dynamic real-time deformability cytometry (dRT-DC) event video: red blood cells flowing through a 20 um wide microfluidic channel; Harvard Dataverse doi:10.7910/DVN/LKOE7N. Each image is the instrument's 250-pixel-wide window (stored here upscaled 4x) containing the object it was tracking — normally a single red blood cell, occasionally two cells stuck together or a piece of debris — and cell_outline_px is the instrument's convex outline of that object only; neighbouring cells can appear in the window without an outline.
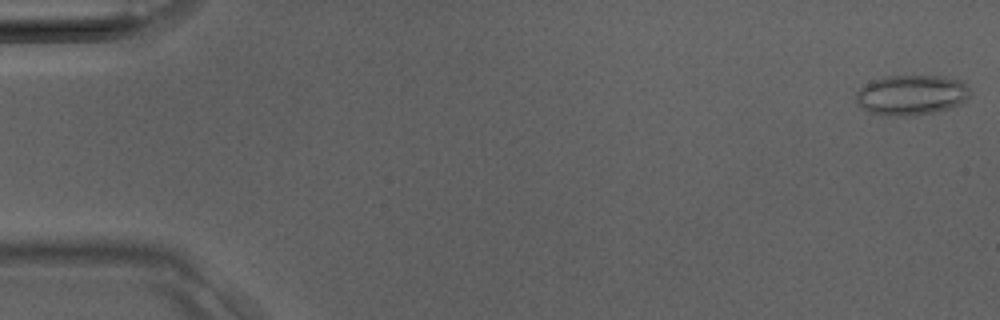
{"species": "Egyptian fruit bat (a non-hibernating species)", "species_latin": "Rousettus aegyptiacus", "temperature_condition": "room temperature", "stored_images_in_passage": 38, "camera_frame_rate_fps": 3000, "um_per_image_px": 0.085, "animal": {"sex": "male"}, "frame": {"image": 1, "passage_image": 1, "time_ms": 0.0, "image_size_px": [1000, 320], "cell_outline_px": [[972, 92], [960, 104], [948, 108], [932, 112], [912, 116], [888, 116], [868, 112], [856, 100], [856, 92], [864, 84], [872, 80], [884, 76], [944, 76], [960, 80]], "centroid_in_image_um": [77.45, 8.07], "position_along_channel_um": 7.6, "area_um2": 26.65}}
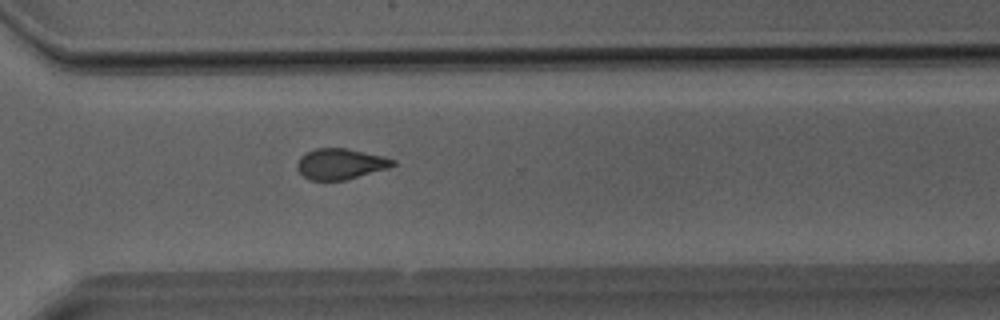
{"frame": {"image": 2, "passage_image": 28, "time_ms": 9.0, "image_size_px": [1000, 320], "cell_outline_px": [[396, 164], [388, 168], [344, 180], [312, 180], [304, 176], [300, 172], [296, 164], [300, 156], [316, 148], [344, 148], [384, 156], [396, 160]], "centroid_in_image_um": [28.95, 13.92], "position_along_channel_um": 341.7, "area_um2": 16.94}}
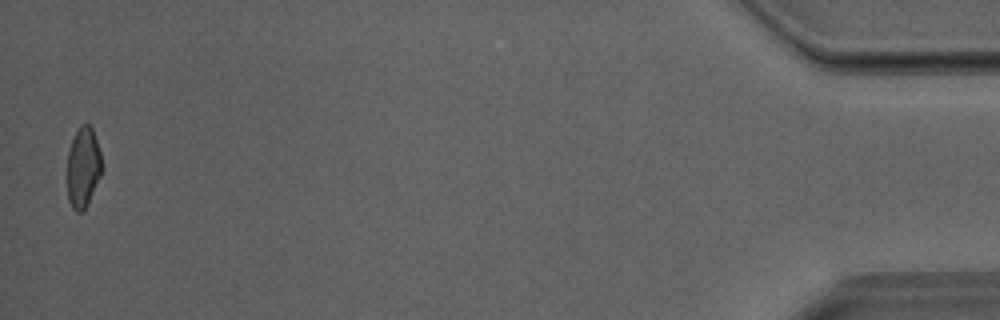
{"frame": {"image": 3, "passage_image": 38, "time_ms": 12.333, "image_size_px": [1000, 320], "cell_outline_px": [[104, 168], [84, 208], [80, 212], [76, 212], [72, 208], [68, 200], [68, 152], [72, 140], [80, 124], [88, 124], [92, 128], [100, 152]], "centroid_in_image_um": [7.07, 14.2], "position_along_channel_um": 428.1, "area_um2": 15.95}}